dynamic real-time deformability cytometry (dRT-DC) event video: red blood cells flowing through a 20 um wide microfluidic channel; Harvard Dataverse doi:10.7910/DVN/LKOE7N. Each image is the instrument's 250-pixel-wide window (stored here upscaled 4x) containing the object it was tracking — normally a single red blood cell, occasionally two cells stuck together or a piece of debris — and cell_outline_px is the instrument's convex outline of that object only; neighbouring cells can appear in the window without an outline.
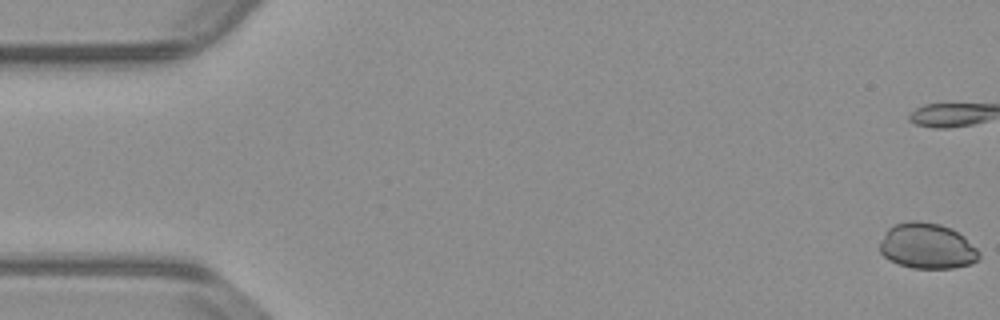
{"species": "common noctule bat (a hibernating species)", "species_latin": "Nyctalus noctula", "temperature_condition": "warm", "stored_images_in_passage": 14, "camera_frame_rate_fps": 3000, "um_per_image_px": 0.085, "animal": {"sex": "male", "body_mass_g": 23.1, "forearm_length_mm": 52.7}, "frame": {"image": 1, "passage_image": 1, "time_ms": 0.0, "image_size_px": [1000, 320], "cell_outline_px": [[980, 256], [972, 264], [952, 268], [912, 268], [888, 260], [880, 252], [880, 240], [884, 232], [888, 228], [896, 224], [908, 220], [920, 220], [940, 224], [952, 228], [964, 236], [980, 252]], "centroid_in_image_um": [78.79, 20.9], "position_along_channel_um": 6.2, "area_um2": 26.65}}